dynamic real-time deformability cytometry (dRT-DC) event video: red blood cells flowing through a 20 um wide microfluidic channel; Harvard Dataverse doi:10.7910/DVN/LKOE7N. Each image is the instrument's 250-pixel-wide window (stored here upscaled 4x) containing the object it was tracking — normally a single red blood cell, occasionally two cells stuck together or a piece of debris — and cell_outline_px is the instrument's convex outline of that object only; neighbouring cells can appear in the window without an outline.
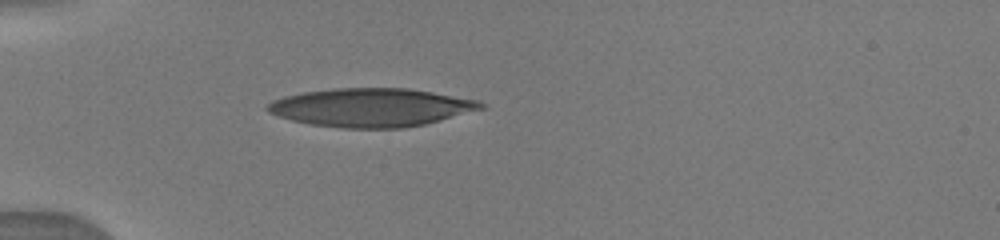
{"species": "human", "species_latin": "Homo sapiens", "temperature_condition": "warm", "stored_images_in_passage": 4, "camera_frame_rate_fps": 3000, "um_per_image_px": 0.085, "donor": {"sex": "male"}, "frame": {"image": 1, "passage_image": 2, "time_ms": 1.0, "image_size_px": [1000, 240], "cell_outline_px": [[488, 108], [424, 124], [404, 128], [344, 128], [312, 124], [292, 120], [276, 116], [268, 112], [264, 108], [272, 100], [284, 96], [304, 92], [332, 88], [408, 88], [480, 100], [488, 104]], "centroid_in_image_um": [31.59, 9.13], "position_along_channel_um": 53.4, "area_um2": 48.09}}
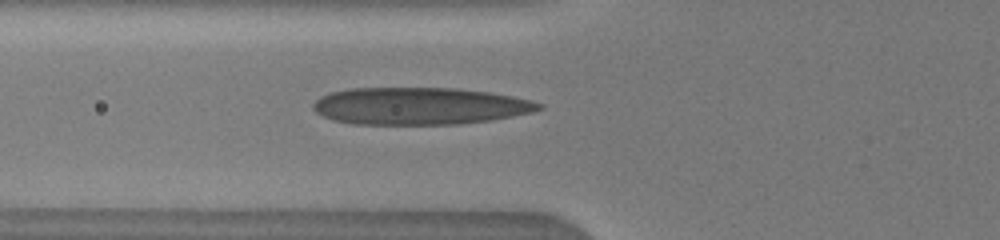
{"frame": {"image": 2, "passage_image": 4, "time_ms": 2.333, "image_size_px": [1000, 240], "cell_outline_px": [[544, 108], [532, 112], [512, 116], [488, 120], [456, 124], [352, 124], [332, 120], [316, 112], [312, 108], [312, 104], [320, 96], [332, 92], [348, 88], [456, 88], [488, 92], [512, 96], [532, 100], [544, 104]], "centroid_in_image_um": [35.65, 9.01], "position_along_channel_um": 90.1, "area_um2": 48.96}}